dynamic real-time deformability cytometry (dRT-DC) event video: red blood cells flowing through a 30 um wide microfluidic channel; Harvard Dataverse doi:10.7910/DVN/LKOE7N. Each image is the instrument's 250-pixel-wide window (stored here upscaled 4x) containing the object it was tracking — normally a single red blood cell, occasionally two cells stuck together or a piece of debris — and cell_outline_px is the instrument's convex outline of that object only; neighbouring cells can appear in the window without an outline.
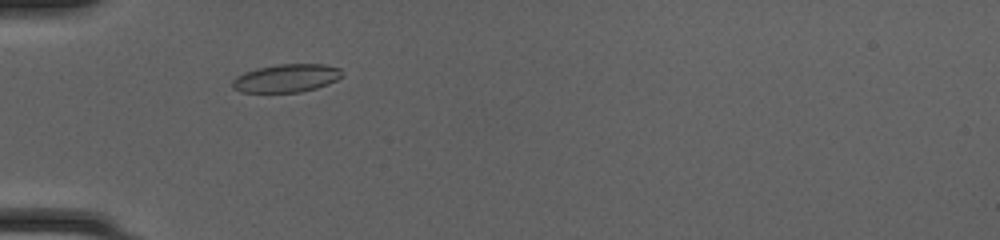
{"species": "common noctule bat (a hibernating species)", "species_latin": "Nyctalus noctula", "temperature_condition": "cold", "stored_images_in_passage": 41, "camera_frame_rate_fps": 3000, "um_per_image_px": 0.085, "animal": {"sex": "female", "body_mass_g": 20.0, "forearm_length_mm": 54.0}, "frame": {"image": 1, "passage_image": 8, "time_ms": 2.333, "image_size_px": [1000, 240], "cell_outline_px": [[344, 76], [328, 84], [316, 88], [300, 92], [240, 92], [232, 88], [232, 80], [236, 76], [244, 72], [256, 68], [276, 64], [324, 64], [340, 68]], "centroid_in_image_um": [24.33, 6.64], "position_along_channel_um": 60.7, "area_um2": 18.15}}
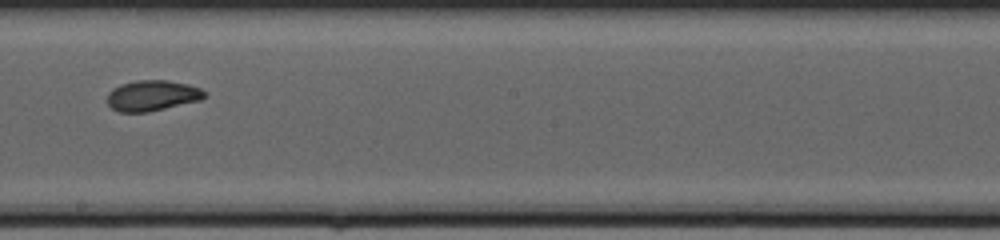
{"frame": {"image": 2, "passage_image": 21, "time_ms": 6.667, "image_size_px": [1000, 240], "cell_outline_px": [[208, 96], [200, 100], [148, 112], [120, 112], [112, 108], [108, 104], [108, 92], [112, 88], [120, 84], [136, 80], [168, 80], [188, 84], [200, 88], [208, 92]], "centroid_in_image_um": [12.96, 8.11], "position_along_channel_um": 235.2, "area_um2": 17.51}}
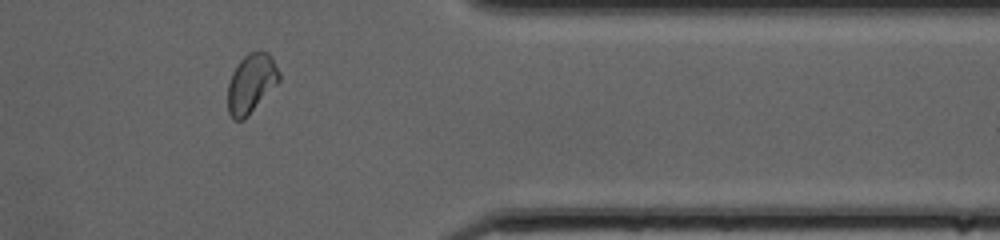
{"frame": {"image": 3, "passage_image": 33, "time_ms": 10.667, "image_size_px": [1000, 240], "cell_outline_px": [[280, 80], [248, 116], [244, 120], [232, 120], [228, 112], [228, 84], [232, 72], [240, 60], [248, 52], [268, 52], [272, 56], [280, 72]], "centroid_in_image_um": [21.35, 7.09], "position_along_channel_um": 390.1, "area_um2": 17.74}, "authors_computed_cell_mechanics": {"area_um2": 17.629, "velocity_mm_per_s": 4.1934, "shape_relaxation_time_tau1_ms": 3.6792, "shape_relaxation_time_tau2_ms": 1.4679, "deformation_change_tau1": 0.1428, "deformation_change_tau2": 0.0599}}